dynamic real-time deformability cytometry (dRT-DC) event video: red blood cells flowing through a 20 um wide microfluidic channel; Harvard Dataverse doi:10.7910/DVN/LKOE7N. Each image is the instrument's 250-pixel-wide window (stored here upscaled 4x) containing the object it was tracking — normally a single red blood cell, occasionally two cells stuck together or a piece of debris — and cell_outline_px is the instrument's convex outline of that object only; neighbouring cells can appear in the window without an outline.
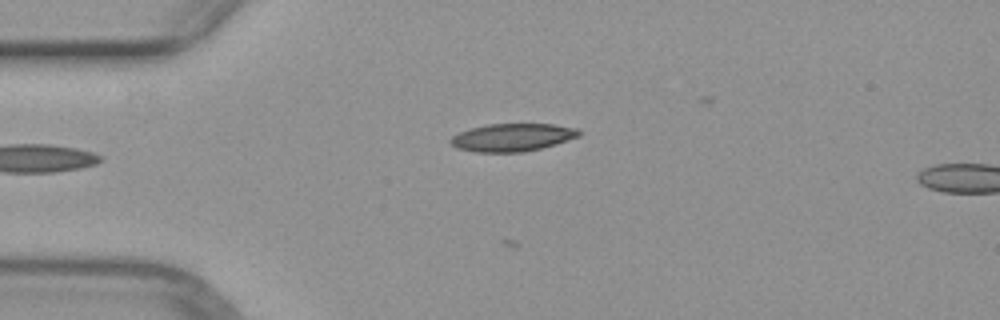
{"species": "common noctule bat (a hibernating species)", "species_latin": "Nyctalus noctula", "temperature_condition": "warm", "stored_images_in_passage": 8, "camera_frame_rate_fps": 3000, "um_per_image_px": 0.085, "animal": {"sex": "female", "body_mass_g": 29.2, "forearm_length_mm": 56.3}, "frame": {"image": 1, "passage_image": 5, "time_ms": 1.333, "image_size_px": [1000, 320], "cell_outline_px": [[580, 136], [556, 144], [524, 152], [476, 152], [456, 148], [448, 140], [452, 136], [460, 132], [472, 128], [488, 124], [552, 124], [576, 128], [580, 132]], "centroid_in_image_um": [43.54, 11.68], "position_along_channel_um": 41.5, "area_um2": 20.69}}